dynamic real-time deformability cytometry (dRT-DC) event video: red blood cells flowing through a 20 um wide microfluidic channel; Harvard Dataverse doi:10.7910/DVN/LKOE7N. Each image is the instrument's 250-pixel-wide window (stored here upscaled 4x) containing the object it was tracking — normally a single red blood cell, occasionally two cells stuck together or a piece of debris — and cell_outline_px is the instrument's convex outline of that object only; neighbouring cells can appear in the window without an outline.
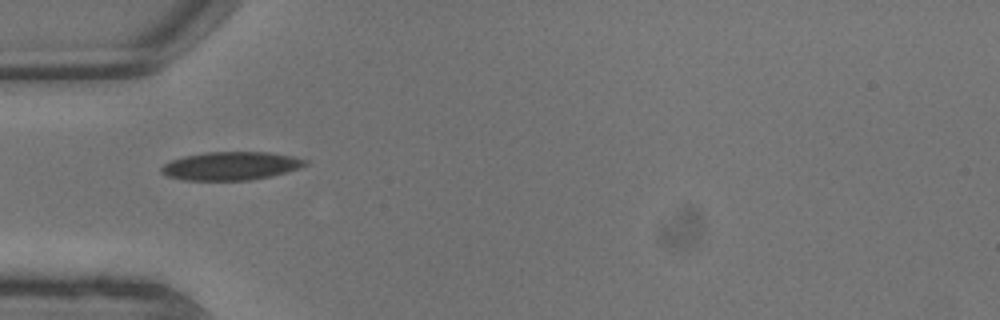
{"species": "common noctule bat (a hibernating species)", "species_latin": "Nyctalus noctula", "temperature_condition": "warm", "stored_images_in_passage": 2, "camera_frame_rate_fps": 3000, "um_per_image_px": 0.085, "animal": {"sex": "male", "body_mass_g": 13.3}, "frame": {"image": 1, "passage_image": 1, "time_ms": 0.0, "image_size_px": [1000, 320], "cell_outline_px": [[308, 164], [300, 168], [288, 172], [248, 180], [184, 180], [168, 176], [160, 172], [160, 168], [164, 164], [172, 160], [184, 156], [204, 152], [268, 152], [292, 156], [308, 160]], "centroid_in_image_um": [19.63, 14.1], "position_along_channel_um": 65.4, "area_um2": 23.7}}
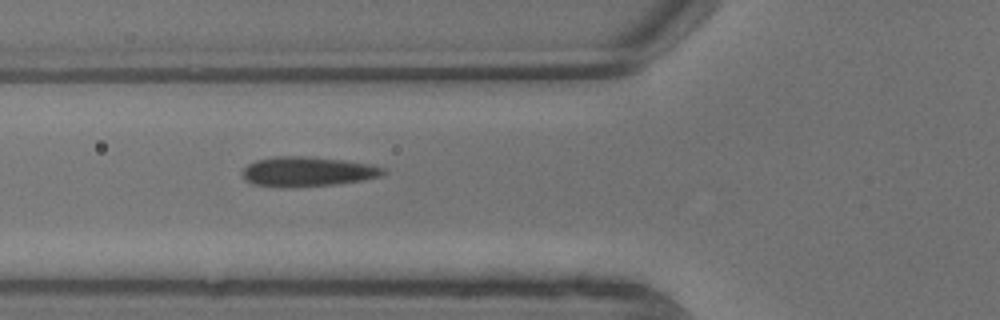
{"frame": {"image": 2, "passage_image": 2, "time_ms": 0.333, "image_size_px": [1000, 320], "cell_outline_px": [[388, 172], [384, 176], [364, 180], [340, 184], [292, 188], [276, 188], [252, 184], [244, 180], [240, 172], [248, 164], [256, 160], [276, 156], [304, 156], [344, 160], [372, 164], [384, 168]], "centroid_in_image_um": [26.14, 14.61], "position_along_channel_um": 99.7, "area_um2": 25.2}}